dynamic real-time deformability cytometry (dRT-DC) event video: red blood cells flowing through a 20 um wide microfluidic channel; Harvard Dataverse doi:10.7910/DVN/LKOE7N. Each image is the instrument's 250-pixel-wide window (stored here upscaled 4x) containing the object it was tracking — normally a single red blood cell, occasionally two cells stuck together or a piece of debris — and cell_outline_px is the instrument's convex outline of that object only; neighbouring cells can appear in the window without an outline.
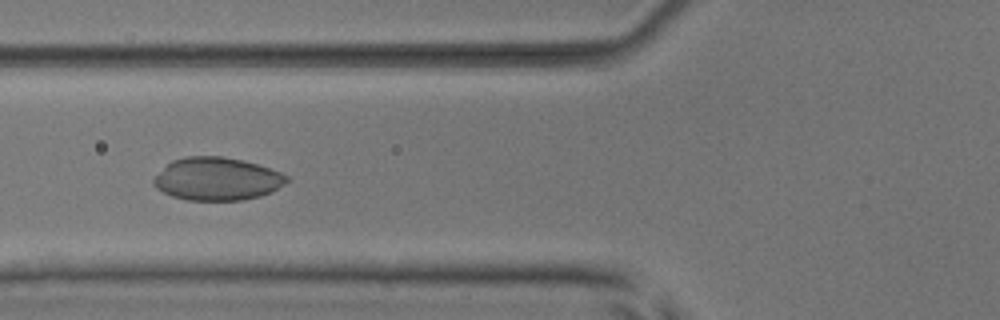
{"species": "common noctule bat (a hibernating species)", "species_latin": "Nyctalus noctula", "temperature_condition": "room temperature", "stored_images_in_passage": 46, "camera_frame_rate_fps": 3000, "um_per_image_px": 0.085, "animal": {"sex": "male", "body_mass_g": 17.9, "forearm_length_mm": 54.2}, "frame": {"image": 1, "passage_image": 19, "time_ms": 6.0, "image_size_px": [1000, 320], "cell_outline_px": [[288, 180], [284, 184], [272, 192], [260, 196], [244, 200], [188, 200], [172, 196], [156, 188], [152, 184], [152, 180], [172, 160], [184, 156], [220, 156], [240, 160], [256, 164], [280, 172], [288, 176]], "centroid_in_image_um": [18.44, 15.21], "position_along_channel_um": 107.4, "area_um2": 33.06}}
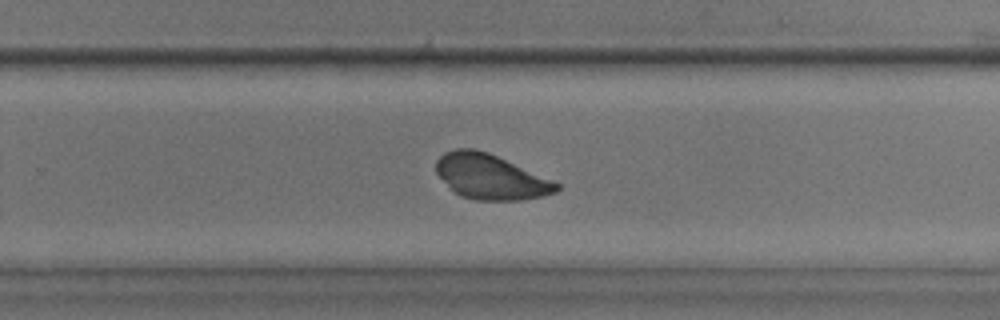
{"frame": {"image": 2, "passage_image": 33, "time_ms": 10.667, "image_size_px": [1000, 320], "cell_outline_px": [[560, 188], [556, 192], [544, 196], [520, 200], [476, 200], [460, 196], [452, 192], [436, 172], [436, 160], [444, 152], [456, 148], [476, 148], [488, 152], [560, 184]], "centroid_in_image_um": [41.65, 15.03], "position_along_channel_um": 288.1, "area_um2": 31.56}}
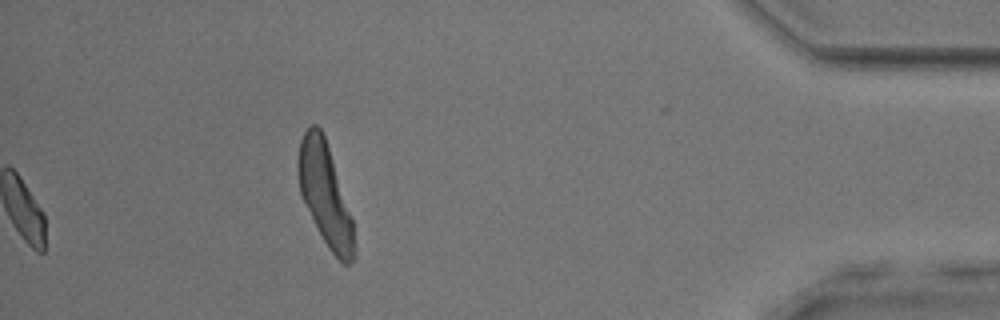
{"frame": {"image": 3, "passage_image": 46, "time_ms": 15.0, "image_size_px": [1000, 320], "cell_outline_px": [[356, 256], [348, 264], [344, 264], [328, 248], [300, 192], [296, 164], [300, 140], [304, 132], [312, 124], [316, 124], [320, 128], [324, 136], [352, 220], [356, 244]], "centroid_in_image_um": [27.63, 16.54], "position_along_channel_um": 407.6, "area_um2": 32.43}}